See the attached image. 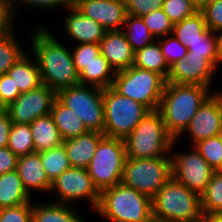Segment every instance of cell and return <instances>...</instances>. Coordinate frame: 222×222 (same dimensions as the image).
<instances>
[{
	"label": "cell",
	"instance_id": "cell-12",
	"mask_svg": "<svg viewBox=\"0 0 222 222\" xmlns=\"http://www.w3.org/2000/svg\"><path fill=\"white\" fill-rule=\"evenodd\" d=\"M57 93L47 85L22 93L15 101L8 105L12 123L30 124L41 116L50 114Z\"/></svg>",
	"mask_w": 222,
	"mask_h": 222
},
{
	"label": "cell",
	"instance_id": "cell-10",
	"mask_svg": "<svg viewBox=\"0 0 222 222\" xmlns=\"http://www.w3.org/2000/svg\"><path fill=\"white\" fill-rule=\"evenodd\" d=\"M76 85L57 92V99L75 112L88 131L103 133L104 103L103 88Z\"/></svg>",
	"mask_w": 222,
	"mask_h": 222
},
{
	"label": "cell",
	"instance_id": "cell-1",
	"mask_svg": "<svg viewBox=\"0 0 222 222\" xmlns=\"http://www.w3.org/2000/svg\"><path fill=\"white\" fill-rule=\"evenodd\" d=\"M32 38L42 84L56 93L80 84L79 73L73 63L72 52L68 48L42 26L34 32Z\"/></svg>",
	"mask_w": 222,
	"mask_h": 222
},
{
	"label": "cell",
	"instance_id": "cell-26",
	"mask_svg": "<svg viewBox=\"0 0 222 222\" xmlns=\"http://www.w3.org/2000/svg\"><path fill=\"white\" fill-rule=\"evenodd\" d=\"M115 71L111 68L108 61L99 54L94 61L85 65V67L79 72V83L82 85L91 84L100 88L111 87L113 84Z\"/></svg>",
	"mask_w": 222,
	"mask_h": 222
},
{
	"label": "cell",
	"instance_id": "cell-45",
	"mask_svg": "<svg viewBox=\"0 0 222 222\" xmlns=\"http://www.w3.org/2000/svg\"><path fill=\"white\" fill-rule=\"evenodd\" d=\"M10 1V7L13 12V15L15 16V9L14 4L17 1H21L26 4V6H32V7H44V8H54L55 6H65L69 8L72 5L73 0H9ZM14 9V10H13Z\"/></svg>",
	"mask_w": 222,
	"mask_h": 222
},
{
	"label": "cell",
	"instance_id": "cell-2",
	"mask_svg": "<svg viewBox=\"0 0 222 222\" xmlns=\"http://www.w3.org/2000/svg\"><path fill=\"white\" fill-rule=\"evenodd\" d=\"M208 92L209 87L202 85L165 83L158 111L166 130L175 140L184 133L199 107L211 95Z\"/></svg>",
	"mask_w": 222,
	"mask_h": 222
},
{
	"label": "cell",
	"instance_id": "cell-24",
	"mask_svg": "<svg viewBox=\"0 0 222 222\" xmlns=\"http://www.w3.org/2000/svg\"><path fill=\"white\" fill-rule=\"evenodd\" d=\"M30 201V195L25 191L16 170L0 175V209Z\"/></svg>",
	"mask_w": 222,
	"mask_h": 222
},
{
	"label": "cell",
	"instance_id": "cell-51",
	"mask_svg": "<svg viewBox=\"0 0 222 222\" xmlns=\"http://www.w3.org/2000/svg\"><path fill=\"white\" fill-rule=\"evenodd\" d=\"M7 109H8V105L5 103L0 93V113L7 111Z\"/></svg>",
	"mask_w": 222,
	"mask_h": 222
},
{
	"label": "cell",
	"instance_id": "cell-4",
	"mask_svg": "<svg viewBox=\"0 0 222 222\" xmlns=\"http://www.w3.org/2000/svg\"><path fill=\"white\" fill-rule=\"evenodd\" d=\"M152 216L174 222H199L205 218L201 196L172 177L152 198Z\"/></svg>",
	"mask_w": 222,
	"mask_h": 222
},
{
	"label": "cell",
	"instance_id": "cell-39",
	"mask_svg": "<svg viewBox=\"0 0 222 222\" xmlns=\"http://www.w3.org/2000/svg\"><path fill=\"white\" fill-rule=\"evenodd\" d=\"M72 59L77 72L79 73L85 65L91 63L95 58L101 54L100 44L83 43L76 46L72 51Z\"/></svg>",
	"mask_w": 222,
	"mask_h": 222
},
{
	"label": "cell",
	"instance_id": "cell-3",
	"mask_svg": "<svg viewBox=\"0 0 222 222\" xmlns=\"http://www.w3.org/2000/svg\"><path fill=\"white\" fill-rule=\"evenodd\" d=\"M97 212L111 222H150L152 199L122 183L100 192Z\"/></svg>",
	"mask_w": 222,
	"mask_h": 222
},
{
	"label": "cell",
	"instance_id": "cell-22",
	"mask_svg": "<svg viewBox=\"0 0 222 222\" xmlns=\"http://www.w3.org/2000/svg\"><path fill=\"white\" fill-rule=\"evenodd\" d=\"M50 115L63 141L88 132L78 115H76L73 110L63 105L57 98L53 102Z\"/></svg>",
	"mask_w": 222,
	"mask_h": 222
},
{
	"label": "cell",
	"instance_id": "cell-18",
	"mask_svg": "<svg viewBox=\"0 0 222 222\" xmlns=\"http://www.w3.org/2000/svg\"><path fill=\"white\" fill-rule=\"evenodd\" d=\"M70 14L66 16L65 28L71 39L83 43L99 44L104 38L106 29L95 20L84 16L78 9L71 5Z\"/></svg>",
	"mask_w": 222,
	"mask_h": 222
},
{
	"label": "cell",
	"instance_id": "cell-27",
	"mask_svg": "<svg viewBox=\"0 0 222 222\" xmlns=\"http://www.w3.org/2000/svg\"><path fill=\"white\" fill-rule=\"evenodd\" d=\"M52 203L33 205L32 222H84L67 204Z\"/></svg>",
	"mask_w": 222,
	"mask_h": 222
},
{
	"label": "cell",
	"instance_id": "cell-42",
	"mask_svg": "<svg viewBox=\"0 0 222 222\" xmlns=\"http://www.w3.org/2000/svg\"><path fill=\"white\" fill-rule=\"evenodd\" d=\"M129 15L141 17L154 10L161 9L164 0H124Z\"/></svg>",
	"mask_w": 222,
	"mask_h": 222
},
{
	"label": "cell",
	"instance_id": "cell-30",
	"mask_svg": "<svg viewBox=\"0 0 222 222\" xmlns=\"http://www.w3.org/2000/svg\"><path fill=\"white\" fill-rule=\"evenodd\" d=\"M40 155L43 169L51 182L71 167L63 144L51 150L40 152Z\"/></svg>",
	"mask_w": 222,
	"mask_h": 222
},
{
	"label": "cell",
	"instance_id": "cell-53",
	"mask_svg": "<svg viewBox=\"0 0 222 222\" xmlns=\"http://www.w3.org/2000/svg\"><path fill=\"white\" fill-rule=\"evenodd\" d=\"M199 222H208V220L206 218H204L203 220H201Z\"/></svg>",
	"mask_w": 222,
	"mask_h": 222
},
{
	"label": "cell",
	"instance_id": "cell-9",
	"mask_svg": "<svg viewBox=\"0 0 222 222\" xmlns=\"http://www.w3.org/2000/svg\"><path fill=\"white\" fill-rule=\"evenodd\" d=\"M171 177V158H126L121 183L152 199Z\"/></svg>",
	"mask_w": 222,
	"mask_h": 222
},
{
	"label": "cell",
	"instance_id": "cell-31",
	"mask_svg": "<svg viewBox=\"0 0 222 222\" xmlns=\"http://www.w3.org/2000/svg\"><path fill=\"white\" fill-rule=\"evenodd\" d=\"M17 157L35 152L30 124L13 123L7 146Z\"/></svg>",
	"mask_w": 222,
	"mask_h": 222
},
{
	"label": "cell",
	"instance_id": "cell-23",
	"mask_svg": "<svg viewBox=\"0 0 222 222\" xmlns=\"http://www.w3.org/2000/svg\"><path fill=\"white\" fill-rule=\"evenodd\" d=\"M21 93L38 88L42 85L37 60L31 61L25 54L8 70Z\"/></svg>",
	"mask_w": 222,
	"mask_h": 222
},
{
	"label": "cell",
	"instance_id": "cell-7",
	"mask_svg": "<svg viewBox=\"0 0 222 222\" xmlns=\"http://www.w3.org/2000/svg\"><path fill=\"white\" fill-rule=\"evenodd\" d=\"M166 80L158 73L131 66L116 72L112 88L150 111L158 110Z\"/></svg>",
	"mask_w": 222,
	"mask_h": 222
},
{
	"label": "cell",
	"instance_id": "cell-8",
	"mask_svg": "<svg viewBox=\"0 0 222 222\" xmlns=\"http://www.w3.org/2000/svg\"><path fill=\"white\" fill-rule=\"evenodd\" d=\"M124 139L104 136L86 168L99 192L121 183L126 160Z\"/></svg>",
	"mask_w": 222,
	"mask_h": 222
},
{
	"label": "cell",
	"instance_id": "cell-48",
	"mask_svg": "<svg viewBox=\"0 0 222 222\" xmlns=\"http://www.w3.org/2000/svg\"><path fill=\"white\" fill-rule=\"evenodd\" d=\"M216 34H218V35H216ZM215 36H216V41H217L218 60L220 63H222V29L216 31Z\"/></svg>",
	"mask_w": 222,
	"mask_h": 222
},
{
	"label": "cell",
	"instance_id": "cell-6",
	"mask_svg": "<svg viewBox=\"0 0 222 222\" xmlns=\"http://www.w3.org/2000/svg\"><path fill=\"white\" fill-rule=\"evenodd\" d=\"M104 130L109 138L125 139L150 111L143 104L120 95L112 87L103 89Z\"/></svg>",
	"mask_w": 222,
	"mask_h": 222
},
{
	"label": "cell",
	"instance_id": "cell-14",
	"mask_svg": "<svg viewBox=\"0 0 222 222\" xmlns=\"http://www.w3.org/2000/svg\"><path fill=\"white\" fill-rule=\"evenodd\" d=\"M221 129L222 93L215 92L199 107L185 131L190 133L194 146L202 140L221 134Z\"/></svg>",
	"mask_w": 222,
	"mask_h": 222
},
{
	"label": "cell",
	"instance_id": "cell-33",
	"mask_svg": "<svg viewBox=\"0 0 222 222\" xmlns=\"http://www.w3.org/2000/svg\"><path fill=\"white\" fill-rule=\"evenodd\" d=\"M13 31L0 35V75L8 70L26 53L22 51L14 37Z\"/></svg>",
	"mask_w": 222,
	"mask_h": 222
},
{
	"label": "cell",
	"instance_id": "cell-13",
	"mask_svg": "<svg viewBox=\"0 0 222 222\" xmlns=\"http://www.w3.org/2000/svg\"><path fill=\"white\" fill-rule=\"evenodd\" d=\"M54 188L60 198L57 203L67 204L68 201L85 197L96 210L100 201V192L94 186L86 168L70 167L65 170L52 181L50 190L54 191Z\"/></svg>",
	"mask_w": 222,
	"mask_h": 222
},
{
	"label": "cell",
	"instance_id": "cell-44",
	"mask_svg": "<svg viewBox=\"0 0 222 222\" xmlns=\"http://www.w3.org/2000/svg\"><path fill=\"white\" fill-rule=\"evenodd\" d=\"M12 18L13 12L10 7V1L0 0V35H6L13 31Z\"/></svg>",
	"mask_w": 222,
	"mask_h": 222
},
{
	"label": "cell",
	"instance_id": "cell-36",
	"mask_svg": "<svg viewBox=\"0 0 222 222\" xmlns=\"http://www.w3.org/2000/svg\"><path fill=\"white\" fill-rule=\"evenodd\" d=\"M141 18L155 37H165L173 33L174 23L168 18L162 8L145 14Z\"/></svg>",
	"mask_w": 222,
	"mask_h": 222
},
{
	"label": "cell",
	"instance_id": "cell-41",
	"mask_svg": "<svg viewBox=\"0 0 222 222\" xmlns=\"http://www.w3.org/2000/svg\"><path fill=\"white\" fill-rule=\"evenodd\" d=\"M200 11L209 29L213 32L222 29V0H211Z\"/></svg>",
	"mask_w": 222,
	"mask_h": 222
},
{
	"label": "cell",
	"instance_id": "cell-29",
	"mask_svg": "<svg viewBox=\"0 0 222 222\" xmlns=\"http://www.w3.org/2000/svg\"><path fill=\"white\" fill-rule=\"evenodd\" d=\"M126 25L127 31L123 32L134 52L156 41L141 17L127 14L124 26Z\"/></svg>",
	"mask_w": 222,
	"mask_h": 222
},
{
	"label": "cell",
	"instance_id": "cell-17",
	"mask_svg": "<svg viewBox=\"0 0 222 222\" xmlns=\"http://www.w3.org/2000/svg\"><path fill=\"white\" fill-rule=\"evenodd\" d=\"M99 44L101 54L115 73L126 70L133 65L134 51L123 30L106 31Z\"/></svg>",
	"mask_w": 222,
	"mask_h": 222
},
{
	"label": "cell",
	"instance_id": "cell-46",
	"mask_svg": "<svg viewBox=\"0 0 222 222\" xmlns=\"http://www.w3.org/2000/svg\"><path fill=\"white\" fill-rule=\"evenodd\" d=\"M17 159L8 147H0V175L16 170Z\"/></svg>",
	"mask_w": 222,
	"mask_h": 222
},
{
	"label": "cell",
	"instance_id": "cell-21",
	"mask_svg": "<svg viewBox=\"0 0 222 222\" xmlns=\"http://www.w3.org/2000/svg\"><path fill=\"white\" fill-rule=\"evenodd\" d=\"M30 128L33 137L35 152L51 150L63 143V139L50 114L38 117Z\"/></svg>",
	"mask_w": 222,
	"mask_h": 222
},
{
	"label": "cell",
	"instance_id": "cell-25",
	"mask_svg": "<svg viewBox=\"0 0 222 222\" xmlns=\"http://www.w3.org/2000/svg\"><path fill=\"white\" fill-rule=\"evenodd\" d=\"M155 42L156 41L134 52V62L132 66L156 72L167 81L170 66L160 49L158 41L157 43Z\"/></svg>",
	"mask_w": 222,
	"mask_h": 222
},
{
	"label": "cell",
	"instance_id": "cell-40",
	"mask_svg": "<svg viewBox=\"0 0 222 222\" xmlns=\"http://www.w3.org/2000/svg\"><path fill=\"white\" fill-rule=\"evenodd\" d=\"M32 205L29 202L8 208H1L0 222H32Z\"/></svg>",
	"mask_w": 222,
	"mask_h": 222
},
{
	"label": "cell",
	"instance_id": "cell-47",
	"mask_svg": "<svg viewBox=\"0 0 222 222\" xmlns=\"http://www.w3.org/2000/svg\"><path fill=\"white\" fill-rule=\"evenodd\" d=\"M12 124L13 123L7 111L0 113V147L8 146L9 133Z\"/></svg>",
	"mask_w": 222,
	"mask_h": 222
},
{
	"label": "cell",
	"instance_id": "cell-43",
	"mask_svg": "<svg viewBox=\"0 0 222 222\" xmlns=\"http://www.w3.org/2000/svg\"><path fill=\"white\" fill-rule=\"evenodd\" d=\"M0 93L7 105L15 101L22 93L8 74L0 75Z\"/></svg>",
	"mask_w": 222,
	"mask_h": 222
},
{
	"label": "cell",
	"instance_id": "cell-19",
	"mask_svg": "<svg viewBox=\"0 0 222 222\" xmlns=\"http://www.w3.org/2000/svg\"><path fill=\"white\" fill-rule=\"evenodd\" d=\"M16 171L21 178L25 191L30 195L31 189L49 191L52 182L43 169L41 155L33 152L17 159Z\"/></svg>",
	"mask_w": 222,
	"mask_h": 222
},
{
	"label": "cell",
	"instance_id": "cell-52",
	"mask_svg": "<svg viewBox=\"0 0 222 222\" xmlns=\"http://www.w3.org/2000/svg\"><path fill=\"white\" fill-rule=\"evenodd\" d=\"M150 222H174V221L161 220V219H157V218H155V217H152V219L150 220Z\"/></svg>",
	"mask_w": 222,
	"mask_h": 222
},
{
	"label": "cell",
	"instance_id": "cell-20",
	"mask_svg": "<svg viewBox=\"0 0 222 222\" xmlns=\"http://www.w3.org/2000/svg\"><path fill=\"white\" fill-rule=\"evenodd\" d=\"M104 133L88 131L63 141L71 167L87 168Z\"/></svg>",
	"mask_w": 222,
	"mask_h": 222
},
{
	"label": "cell",
	"instance_id": "cell-38",
	"mask_svg": "<svg viewBox=\"0 0 222 222\" xmlns=\"http://www.w3.org/2000/svg\"><path fill=\"white\" fill-rule=\"evenodd\" d=\"M168 36L169 35H166L165 37L160 38L163 40H159L158 43L168 65L171 66L181 58L186 57L188 50L185 45L181 44L174 34Z\"/></svg>",
	"mask_w": 222,
	"mask_h": 222
},
{
	"label": "cell",
	"instance_id": "cell-49",
	"mask_svg": "<svg viewBox=\"0 0 222 222\" xmlns=\"http://www.w3.org/2000/svg\"><path fill=\"white\" fill-rule=\"evenodd\" d=\"M211 0H190L197 11L202 10Z\"/></svg>",
	"mask_w": 222,
	"mask_h": 222
},
{
	"label": "cell",
	"instance_id": "cell-28",
	"mask_svg": "<svg viewBox=\"0 0 222 222\" xmlns=\"http://www.w3.org/2000/svg\"><path fill=\"white\" fill-rule=\"evenodd\" d=\"M208 29L201 11L195 12L192 16L186 17L181 22L175 23L173 33L175 37L185 45L194 43Z\"/></svg>",
	"mask_w": 222,
	"mask_h": 222
},
{
	"label": "cell",
	"instance_id": "cell-35",
	"mask_svg": "<svg viewBox=\"0 0 222 222\" xmlns=\"http://www.w3.org/2000/svg\"><path fill=\"white\" fill-rule=\"evenodd\" d=\"M188 52H192V55L206 57L216 68L219 63L217 53V41L215 32L211 29H207L200 39L192 44H189Z\"/></svg>",
	"mask_w": 222,
	"mask_h": 222
},
{
	"label": "cell",
	"instance_id": "cell-34",
	"mask_svg": "<svg viewBox=\"0 0 222 222\" xmlns=\"http://www.w3.org/2000/svg\"><path fill=\"white\" fill-rule=\"evenodd\" d=\"M210 167L218 172L222 167V134L212 136L194 146Z\"/></svg>",
	"mask_w": 222,
	"mask_h": 222
},
{
	"label": "cell",
	"instance_id": "cell-5",
	"mask_svg": "<svg viewBox=\"0 0 222 222\" xmlns=\"http://www.w3.org/2000/svg\"><path fill=\"white\" fill-rule=\"evenodd\" d=\"M176 140L168 133L158 110L149 111L134 130L124 139L126 157L151 159L166 157Z\"/></svg>",
	"mask_w": 222,
	"mask_h": 222
},
{
	"label": "cell",
	"instance_id": "cell-11",
	"mask_svg": "<svg viewBox=\"0 0 222 222\" xmlns=\"http://www.w3.org/2000/svg\"><path fill=\"white\" fill-rule=\"evenodd\" d=\"M171 156L172 178L191 191L204 193L215 171L195 148L192 152Z\"/></svg>",
	"mask_w": 222,
	"mask_h": 222
},
{
	"label": "cell",
	"instance_id": "cell-37",
	"mask_svg": "<svg viewBox=\"0 0 222 222\" xmlns=\"http://www.w3.org/2000/svg\"><path fill=\"white\" fill-rule=\"evenodd\" d=\"M162 9L174 24L197 12L190 0H164Z\"/></svg>",
	"mask_w": 222,
	"mask_h": 222
},
{
	"label": "cell",
	"instance_id": "cell-16",
	"mask_svg": "<svg viewBox=\"0 0 222 222\" xmlns=\"http://www.w3.org/2000/svg\"><path fill=\"white\" fill-rule=\"evenodd\" d=\"M72 5L107 31L122 30L126 21L124 0H73Z\"/></svg>",
	"mask_w": 222,
	"mask_h": 222
},
{
	"label": "cell",
	"instance_id": "cell-50",
	"mask_svg": "<svg viewBox=\"0 0 222 222\" xmlns=\"http://www.w3.org/2000/svg\"><path fill=\"white\" fill-rule=\"evenodd\" d=\"M208 222H222V213H214L205 217Z\"/></svg>",
	"mask_w": 222,
	"mask_h": 222
},
{
	"label": "cell",
	"instance_id": "cell-15",
	"mask_svg": "<svg viewBox=\"0 0 222 222\" xmlns=\"http://www.w3.org/2000/svg\"><path fill=\"white\" fill-rule=\"evenodd\" d=\"M214 70L216 67L206 57L187 52L186 57L170 66L166 82L210 87Z\"/></svg>",
	"mask_w": 222,
	"mask_h": 222
},
{
	"label": "cell",
	"instance_id": "cell-32",
	"mask_svg": "<svg viewBox=\"0 0 222 222\" xmlns=\"http://www.w3.org/2000/svg\"><path fill=\"white\" fill-rule=\"evenodd\" d=\"M201 209L204 217L222 213V173L215 172L201 195Z\"/></svg>",
	"mask_w": 222,
	"mask_h": 222
}]
</instances>
